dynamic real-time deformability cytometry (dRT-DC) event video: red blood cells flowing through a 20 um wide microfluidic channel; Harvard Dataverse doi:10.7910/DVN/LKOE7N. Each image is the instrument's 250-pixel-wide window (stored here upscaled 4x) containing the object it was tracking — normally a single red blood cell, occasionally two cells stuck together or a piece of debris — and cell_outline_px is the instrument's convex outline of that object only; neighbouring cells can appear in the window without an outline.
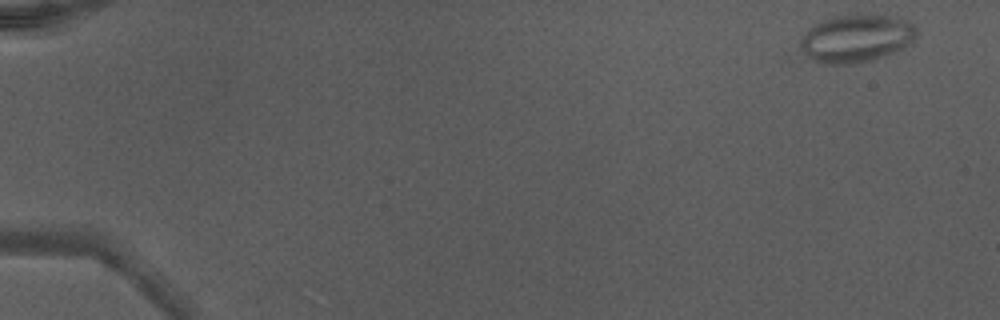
{"species": "Egyptian fruit bat (a non-hibernating species)", "species_latin": "Rousettus aegyptiacus", "temperature_condition": "warm", "stored_images_in_passage": 12, "camera_frame_rate_fps": 3000, "um_per_image_px": 0.085, "animal": {"sex": "male"}, "frame": {"image": 1, "passage_image": 1, "time_ms": 0.0, "image_size_px": [1000, 320], "cell_outline_px": [[916, 40], [904, 48], [872, 60], [848, 64], [824, 64], [812, 60], [800, 48], [800, 40], [816, 24], [832, 16], [888, 16], [912, 24], [916, 28]], "centroid_in_image_um": [72.79, 3.3], "position_along_channel_um": 12.2, "area_um2": 31.5}}